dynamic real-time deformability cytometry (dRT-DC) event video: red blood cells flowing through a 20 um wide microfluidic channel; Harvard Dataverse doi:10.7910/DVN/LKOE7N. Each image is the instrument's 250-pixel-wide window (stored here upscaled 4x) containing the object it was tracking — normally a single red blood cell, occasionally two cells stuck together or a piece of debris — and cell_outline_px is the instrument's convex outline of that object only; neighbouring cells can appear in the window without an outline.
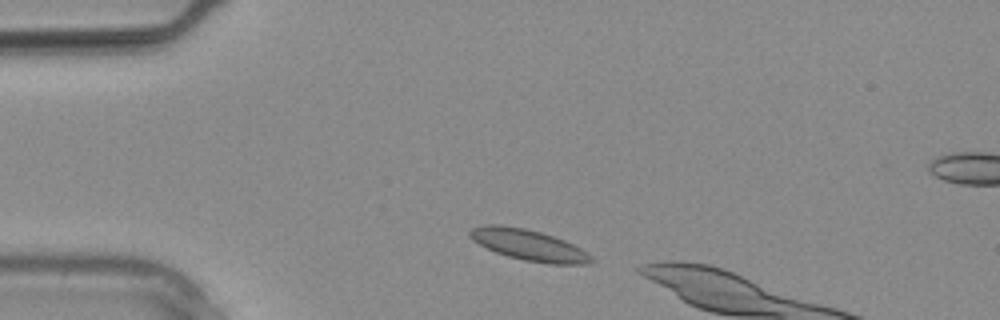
{"species": "common noctule bat (a hibernating species)", "species_latin": "Nyctalus noctula", "temperature_condition": "warm", "stored_images_in_passage": 10, "camera_frame_rate_fps": 3000, "um_per_image_px": 0.085, "animal": {"sex": "male", "body_mass_g": 20.4}, "frame": {"image": 1, "passage_image": 2, "time_ms": 0.333, "image_size_px": [1000, 320], "cell_outline_px": [[596, 260], [588, 264], [548, 264], [524, 260], [508, 256], [496, 252], [472, 240], [468, 236], [468, 232], [472, 228], [484, 224], [500, 224], [524, 228], [540, 232], [564, 240], [588, 252]], "centroid_in_image_um": [44.95, 20.82], "position_along_channel_um": 40.1, "area_um2": 21.96}}